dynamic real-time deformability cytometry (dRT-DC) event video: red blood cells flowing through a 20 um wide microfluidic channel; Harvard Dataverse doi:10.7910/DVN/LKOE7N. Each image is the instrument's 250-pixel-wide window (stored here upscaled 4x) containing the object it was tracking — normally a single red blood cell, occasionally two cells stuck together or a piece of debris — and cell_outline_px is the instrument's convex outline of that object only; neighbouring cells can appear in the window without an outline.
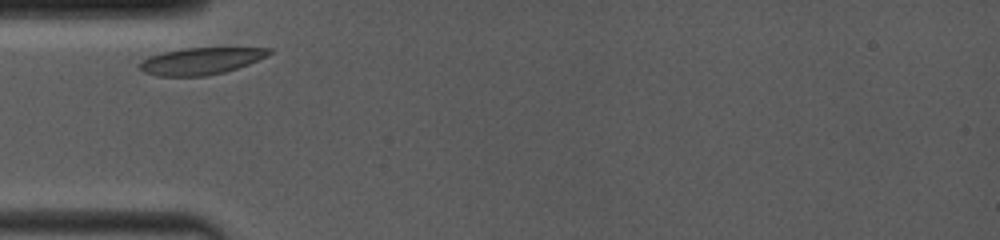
{"species": "common noctule bat (a hibernating species)", "species_latin": "Nyctalus noctula", "temperature_condition": "room temperature", "stored_images_in_passage": 2, "camera_frame_rate_fps": 4000, "um_per_image_px": 0.085, "animal": {"sex": "female", "body_mass_g": 19.0, "forearm_length_mm": 53.3}, "frame": {"image": 1, "passage_image": 1, "time_ms": 0.0, "image_size_px": [1000, 240], "cell_outline_px": [[272, 52], [248, 64], [224, 72], [204, 76], [160, 76], [144, 72], [136, 68], [140, 60], [148, 56], [164, 52], [184, 48], [272, 48]], "centroid_in_image_um": [16.98, 5.19], "position_along_channel_um": 68.0, "area_um2": 20.11}}